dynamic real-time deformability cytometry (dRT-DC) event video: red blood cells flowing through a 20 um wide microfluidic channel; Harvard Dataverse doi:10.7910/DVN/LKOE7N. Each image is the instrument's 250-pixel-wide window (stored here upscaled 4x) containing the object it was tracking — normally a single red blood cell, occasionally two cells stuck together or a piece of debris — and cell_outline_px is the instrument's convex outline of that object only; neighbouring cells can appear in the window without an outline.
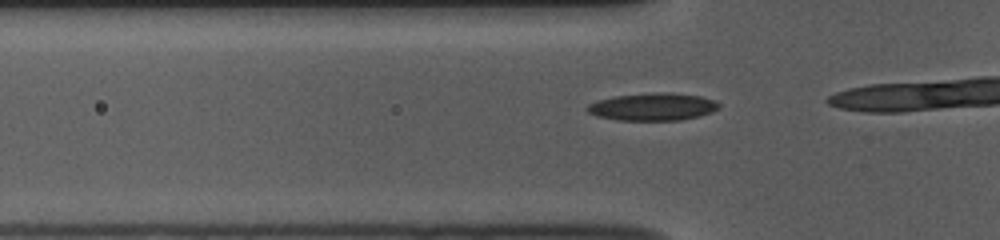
{"species": "common noctule bat (a hibernating species)", "species_latin": "Nyctalus noctula", "temperature_condition": "room temperature", "stored_images_in_passage": 15, "camera_frame_rate_fps": 3000, "um_per_image_px": 0.085, "animal": {"sex": "female", "body_mass_g": 10.0, "forearm_length_mm": 53.1}, "frame": {"image": 1, "passage_image": 12, "time_ms": 3.667, "image_size_px": [1000, 240], "cell_outline_px": [[720, 108], [712, 112], [680, 120], [620, 120], [596, 116], [588, 112], [584, 108], [588, 104], [600, 100], [616, 96], [664, 92], [700, 96], [716, 100], [720, 104]], "centroid_in_image_um": [55.5, 9.08], "position_along_channel_um": 70.3, "area_um2": 20.87}}